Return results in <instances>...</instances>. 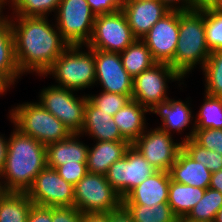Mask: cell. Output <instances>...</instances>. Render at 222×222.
Listing matches in <instances>:
<instances>
[{"mask_svg":"<svg viewBox=\"0 0 222 222\" xmlns=\"http://www.w3.org/2000/svg\"><path fill=\"white\" fill-rule=\"evenodd\" d=\"M136 39L124 12L120 10L96 16L91 39L84 47L121 53Z\"/></svg>","mask_w":222,"mask_h":222,"instance_id":"obj_9","label":"cell"},{"mask_svg":"<svg viewBox=\"0 0 222 222\" xmlns=\"http://www.w3.org/2000/svg\"><path fill=\"white\" fill-rule=\"evenodd\" d=\"M209 188L222 193V169L212 173Z\"/></svg>","mask_w":222,"mask_h":222,"instance_id":"obj_46","label":"cell"},{"mask_svg":"<svg viewBox=\"0 0 222 222\" xmlns=\"http://www.w3.org/2000/svg\"><path fill=\"white\" fill-rule=\"evenodd\" d=\"M87 97L98 109L112 116L132 99V95L105 91H101L98 95H87Z\"/></svg>","mask_w":222,"mask_h":222,"instance_id":"obj_34","label":"cell"},{"mask_svg":"<svg viewBox=\"0 0 222 222\" xmlns=\"http://www.w3.org/2000/svg\"><path fill=\"white\" fill-rule=\"evenodd\" d=\"M182 150L194 161L204 164L211 173L222 169V155L200 146L193 139L182 141Z\"/></svg>","mask_w":222,"mask_h":222,"instance_id":"obj_32","label":"cell"},{"mask_svg":"<svg viewBox=\"0 0 222 222\" xmlns=\"http://www.w3.org/2000/svg\"><path fill=\"white\" fill-rule=\"evenodd\" d=\"M129 27L141 39L170 10L159 0H125L122 5Z\"/></svg>","mask_w":222,"mask_h":222,"instance_id":"obj_16","label":"cell"},{"mask_svg":"<svg viewBox=\"0 0 222 222\" xmlns=\"http://www.w3.org/2000/svg\"><path fill=\"white\" fill-rule=\"evenodd\" d=\"M205 9L179 11V38L169 64L183 79L200 64L205 65L211 51L206 43Z\"/></svg>","mask_w":222,"mask_h":222,"instance_id":"obj_3","label":"cell"},{"mask_svg":"<svg viewBox=\"0 0 222 222\" xmlns=\"http://www.w3.org/2000/svg\"><path fill=\"white\" fill-rule=\"evenodd\" d=\"M13 127L43 145L67 139L72 133L38 102L17 105L9 112Z\"/></svg>","mask_w":222,"mask_h":222,"instance_id":"obj_4","label":"cell"},{"mask_svg":"<svg viewBox=\"0 0 222 222\" xmlns=\"http://www.w3.org/2000/svg\"><path fill=\"white\" fill-rule=\"evenodd\" d=\"M149 110L135 100H130L113 115L121 136L132 145L145 132L147 123L145 113Z\"/></svg>","mask_w":222,"mask_h":222,"instance_id":"obj_21","label":"cell"},{"mask_svg":"<svg viewBox=\"0 0 222 222\" xmlns=\"http://www.w3.org/2000/svg\"><path fill=\"white\" fill-rule=\"evenodd\" d=\"M129 146L127 141H96L95 145L88 149V172L105 175L108 168L124 156Z\"/></svg>","mask_w":222,"mask_h":222,"instance_id":"obj_22","label":"cell"},{"mask_svg":"<svg viewBox=\"0 0 222 222\" xmlns=\"http://www.w3.org/2000/svg\"><path fill=\"white\" fill-rule=\"evenodd\" d=\"M0 2L5 6V4L7 5V3L8 2H10V3H8L9 5H12V3H13V0H0Z\"/></svg>","mask_w":222,"mask_h":222,"instance_id":"obj_52","label":"cell"},{"mask_svg":"<svg viewBox=\"0 0 222 222\" xmlns=\"http://www.w3.org/2000/svg\"><path fill=\"white\" fill-rule=\"evenodd\" d=\"M81 222H109V213L84 212Z\"/></svg>","mask_w":222,"mask_h":222,"instance_id":"obj_44","label":"cell"},{"mask_svg":"<svg viewBox=\"0 0 222 222\" xmlns=\"http://www.w3.org/2000/svg\"><path fill=\"white\" fill-rule=\"evenodd\" d=\"M205 190L170 180L167 203L178 218H185L202 199Z\"/></svg>","mask_w":222,"mask_h":222,"instance_id":"obj_24","label":"cell"},{"mask_svg":"<svg viewBox=\"0 0 222 222\" xmlns=\"http://www.w3.org/2000/svg\"><path fill=\"white\" fill-rule=\"evenodd\" d=\"M75 90L56 85L44 87L39 102L47 111L61 121L71 133H80L84 125L86 95L76 97Z\"/></svg>","mask_w":222,"mask_h":222,"instance_id":"obj_8","label":"cell"},{"mask_svg":"<svg viewBox=\"0 0 222 222\" xmlns=\"http://www.w3.org/2000/svg\"><path fill=\"white\" fill-rule=\"evenodd\" d=\"M122 206V198L105 175L87 173L74 185V207L81 213H109Z\"/></svg>","mask_w":222,"mask_h":222,"instance_id":"obj_6","label":"cell"},{"mask_svg":"<svg viewBox=\"0 0 222 222\" xmlns=\"http://www.w3.org/2000/svg\"><path fill=\"white\" fill-rule=\"evenodd\" d=\"M27 222H52V207L33 205Z\"/></svg>","mask_w":222,"mask_h":222,"instance_id":"obj_41","label":"cell"},{"mask_svg":"<svg viewBox=\"0 0 222 222\" xmlns=\"http://www.w3.org/2000/svg\"><path fill=\"white\" fill-rule=\"evenodd\" d=\"M3 8L4 5L0 2V23H3L9 17V15L7 17L3 15Z\"/></svg>","mask_w":222,"mask_h":222,"instance_id":"obj_49","label":"cell"},{"mask_svg":"<svg viewBox=\"0 0 222 222\" xmlns=\"http://www.w3.org/2000/svg\"><path fill=\"white\" fill-rule=\"evenodd\" d=\"M86 133V134H85ZM96 141H126L115 122L103 125H83L79 135H88Z\"/></svg>","mask_w":222,"mask_h":222,"instance_id":"obj_35","label":"cell"},{"mask_svg":"<svg viewBox=\"0 0 222 222\" xmlns=\"http://www.w3.org/2000/svg\"><path fill=\"white\" fill-rule=\"evenodd\" d=\"M170 11H188L192 9L190 0H159ZM181 3V4H180Z\"/></svg>","mask_w":222,"mask_h":222,"instance_id":"obj_42","label":"cell"},{"mask_svg":"<svg viewBox=\"0 0 222 222\" xmlns=\"http://www.w3.org/2000/svg\"><path fill=\"white\" fill-rule=\"evenodd\" d=\"M205 95L204 103L196 114L191 132L185 135L182 141L192 139L195 129H222V98Z\"/></svg>","mask_w":222,"mask_h":222,"instance_id":"obj_27","label":"cell"},{"mask_svg":"<svg viewBox=\"0 0 222 222\" xmlns=\"http://www.w3.org/2000/svg\"><path fill=\"white\" fill-rule=\"evenodd\" d=\"M173 134L155 128L142 133L132 146L156 169L168 172L182 149V141L174 142Z\"/></svg>","mask_w":222,"mask_h":222,"instance_id":"obj_13","label":"cell"},{"mask_svg":"<svg viewBox=\"0 0 222 222\" xmlns=\"http://www.w3.org/2000/svg\"><path fill=\"white\" fill-rule=\"evenodd\" d=\"M119 54L123 67L133 79L157 63L141 39H136Z\"/></svg>","mask_w":222,"mask_h":222,"instance_id":"obj_26","label":"cell"},{"mask_svg":"<svg viewBox=\"0 0 222 222\" xmlns=\"http://www.w3.org/2000/svg\"><path fill=\"white\" fill-rule=\"evenodd\" d=\"M109 222H134L132 216L121 206L119 209L109 212Z\"/></svg>","mask_w":222,"mask_h":222,"instance_id":"obj_43","label":"cell"},{"mask_svg":"<svg viewBox=\"0 0 222 222\" xmlns=\"http://www.w3.org/2000/svg\"><path fill=\"white\" fill-rule=\"evenodd\" d=\"M181 79L169 64L156 63L133 79L132 100L151 110L156 104L169 99L167 82Z\"/></svg>","mask_w":222,"mask_h":222,"instance_id":"obj_11","label":"cell"},{"mask_svg":"<svg viewBox=\"0 0 222 222\" xmlns=\"http://www.w3.org/2000/svg\"><path fill=\"white\" fill-rule=\"evenodd\" d=\"M27 195L34 205L74 207V186L47 166L37 175Z\"/></svg>","mask_w":222,"mask_h":222,"instance_id":"obj_12","label":"cell"},{"mask_svg":"<svg viewBox=\"0 0 222 222\" xmlns=\"http://www.w3.org/2000/svg\"><path fill=\"white\" fill-rule=\"evenodd\" d=\"M134 222H177L178 217L168 203L157 205H122Z\"/></svg>","mask_w":222,"mask_h":222,"instance_id":"obj_28","label":"cell"},{"mask_svg":"<svg viewBox=\"0 0 222 222\" xmlns=\"http://www.w3.org/2000/svg\"><path fill=\"white\" fill-rule=\"evenodd\" d=\"M56 17V27L69 45H87L96 18L87 0H61Z\"/></svg>","mask_w":222,"mask_h":222,"instance_id":"obj_7","label":"cell"},{"mask_svg":"<svg viewBox=\"0 0 222 222\" xmlns=\"http://www.w3.org/2000/svg\"><path fill=\"white\" fill-rule=\"evenodd\" d=\"M219 0H190L192 10H204L213 8Z\"/></svg>","mask_w":222,"mask_h":222,"instance_id":"obj_45","label":"cell"},{"mask_svg":"<svg viewBox=\"0 0 222 222\" xmlns=\"http://www.w3.org/2000/svg\"><path fill=\"white\" fill-rule=\"evenodd\" d=\"M82 47L69 45L43 77L50 74L58 83L56 86L75 91L96 85L94 49L87 48L88 51H82Z\"/></svg>","mask_w":222,"mask_h":222,"instance_id":"obj_5","label":"cell"},{"mask_svg":"<svg viewBox=\"0 0 222 222\" xmlns=\"http://www.w3.org/2000/svg\"><path fill=\"white\" fill-rule=\"evenodd\" d=\"M46 166V146L14 128L8 138L5 165L0 171L3 191L27 193Z\"/></svg>","mask_w":222,"mask_h":222,"instance_id":"obj_2","label":"cell"},{"mask_svg":"<svg viewBox=\"0 0 222 222\" xmlns=\"http://www.w3.org/2000/svg\"><path fill=\"white\" fill-rule=\"evenodd\" d=\"M212 9H214L217 12L222 13V0H219Z\"/></svg>","mask_w":222,"mask_h":222,"instance_id":"obj_50","label":"cell"},{"mask_svg":"<svg viewBox=\"0 0 222 222\" xmlns=\"http://www.w3.org/2000/svg\"><path fill=\"white\" fill-rule=\"evenodd\" d=\"M192 139L200 146L222 155V129H195Z\"/></svg>","mask_w":222,"mask_h":222,"instance_id":"obj_36","label":"cell"},{"mask_svg":"<svg viewBox=\"0 0 222 222\" xmlns=\"http://www.w3.org/2000/svg\"><path fill=\"white\" fill-rule=\"evenodd\" d=\"M61 0H13V16L48 17L56 13ZM15 14V15H14Z\"/></svg>","mask_w":222,"mask_h":222,"instance_id":"obj_31","label":"cell"},{"mask_svg":"<svg viewBox=\"0 0 222 222\" xmlns=\"http://www.w3.org/2000/svg\"><path fill=\"white\" fill-rule=\"evenodd\" d=\"M155 172L156 169L144 156L130 145L124 156L108 168L105 177L123 199L132 189Z\"/></svg>","mask_w":222,"mask_h":222,"instance_id":"obj_10","label":"cell"},{"mask_svg":"<svg viewBox=\"0 0 222 222\" xmlns=\"http://www.w3.org/2000/svg\"><path fill=\"white\" fill-rule=\"evenodd\" d=\"M205 76V94L222 98V49L211 52L201 68Z\"/></svg>","mask_w":222,"mask_h":222,"instance_id":"obj_30","label":"cell"},{"mask_svg":"<svg viewBox=\"0 0 222 222\" xmlns=\"http://www.w3.org/2000/svg\"><path fill=\"white\" fill-rule=\"evenodd\" d=\"M81 217L75 207H52V222H81Z\"/></svg>","mask_w":222,"mask_h":222,"instance_id":"obj_40","label":"cell"},{"mask_svg":"<svg viewBox=\"0 0 222 222\" xmlns=\"http://www.w3.org/2000/svg\"><path fill=\"white\" fill-rule=\"evenodd\" d=\"M168 172L172 181L203 189L209 188L212 176L204 164L194 161L182 149Z\"/></svg>","mask_w":222,"mask_h":222,"instance_id":"obj_19","label":"cell"},{"mask_svg":"<svg viewBox=\"0 0 222 222\" xmlns=\"http://www.w3.org/2000/svg\"><path fill=\"white\" fill-rule=\"evenodd\" d=\"M55 170L66 182L73 186L88 173L86 162L65 163L58 166Z\"/></svg>","mask_w":222,"mask_h":222,"instance_id":"obj_37","label":"cell"},{"mask_svg":"<svg viewBox=\"0 0 222 222\" xmlns=\"http://www.w3.org/2000/svg\"><path fill=\"white\" fill-rule=\"evenodd\" d=\"M0 75L11 86L22 75L15 57L14 38L9 18L0 23Z\"/></svg>","mask_w":222,"mask_h":222,"instance_id":"obj_23","label":"cell"},{"mask_svg":"<svg viewBox=\"0 0 222 222\" xmlns=\"http://www.w3.org/2000/svg\"><path fill=\"white\" fill-rule=\"evenodd\" d=\"M182 100L168 99L156 104L149 112L159 115L161 117L162 125L158 128L166 131L169 134L174 130L181 133L189 124L192 123L194 115H192V108L190 103Z\"/></svg>","mask_w":222,"mask_h":222,"instance_id":"obj_20","label":"cell"},{"mask_svg":"<svg viewBox=\"0 0 222 222\" xmlns=\"http://www.w3.org/2000/svg\"><path fill=\"white\" fill-rule=\"evenodd\" d=\"M9 18L20 72H35L43 76L69 44L62 38L56 24L49 23L48 17Z\"/></svg>","mask_w":222,"mask_h":222,"instance_id":"obj_1","label":"cell"},{"mask_svg":"<svg viewBox=\"0 0 222 222\" xmlns=\"http://www.w3.org/2000/svg\"><path fill=\"white\" fill-rule=\"evenodd\" d=\"M33 205L27 193L4 192L0 196V222H27Z\"/></svg>","mask_w":222,"mask_h":222,"instance_id":"obj_25","label":"cell"},{"mask_svg":"<svg viewBox=\"0 0 222 222\" xmlns=\"http://www.w3.org/2000/svg\"><path fill=\"white\" fill-rule=\"evenodd\" d=\"M4 193L1 182H0V196Z\"/></svg>","mask_w":222,"mask_h":222,"instance_id":"obj_54","label":"cell"},{"mask_svg":"<svg viewBox=\"0 0 222 222\" xmlns=\"http://www.w3.org/2000/svg\"><path fill=\"white\" fill-rule=\"evenodd\" d=\"M125 0H87L95 16L115 13L122 10Z\"/></svg>","mask_w":222,"mask_h":222,"instance_id":"obj_39","label":"cell"},{"mask_svg":"<svg viewBox=\"0 0 222 222\" xmlns=\"http://www.w3.org/2000/svg\"><path fill=\"white\" fill-rule=\"evenodd\" d=\"M10 84L0 75V95L6 93L8 88L10 89Z\"/></svg>","mask_w":222,"mask_h":222,"instance_id":"obj_48","label":"cell"},{"mask_svg":"<svg viewBox=\"0 0 222 222\" xmlns=\"http://www.w3.org/2000/svg\"><path fill=\"white\" fill-rule=\"evenodd\" d=\"M177 222H190L186 218H178Z\"/></svg>","mask_w":222,"mask_h":222,"instance_id":"obj_53","label":"cell"},{"mask_svg":"<svg viewBox=\"0 0 222 222\" xmlns=\"http://www.w3.org/2000/svg\"><path fill=\"white\" fill-rule=\"evenodd\" d=\"M213 222H222V208L217 212Z\"/></svg>","mask_w":222,"mask_h":222,"instance_id":"obj_51","label":"cell"},{"mask_svg":"<svg viewBox=\"0 0 222 222\" xmlns=\"http://www.w3.org/2000/svg\"><path fill=\"white\" fill-rule=\"evenodd\" d=\"M179 38V11H170L141 38L157 63L173 61Z\"/></svg>","mask_w":222,"mask_h":222,"instance_id":"obj_14","label":"cell"},{"mask_svg":"<svg viewBox=\"0 0 222 222\" xmlns=\"http://www.w3.org/2000/svg\"><path fill=\"white\" fill-rule=\"evenodd\" d=\"M78 133H72L67 139L46 145L47 167L56 169L65 163L87 162L89 146L82 143Z\"/></svg>","mask_w":222,"mask_h":222,"instance_id":"obj_18","label":"cell"},{"mask_svg":"<svg viewBox=\"0 0 222 222\" xmlns=\"http://www.w3.org/2000/svg\"><path fill=\"white\" fill-rule=\"evenodd\" d=\"M95 83L102 85V91L132 95L133 78L123 67L119 53L94 49Z\"/></svg>","mask_w":222,"mask_h":222,"instance_id":"obj_15","label":"cell"},{"mask_svg":"<svg viewBox=\"0 0 222 222\" xmlns=\"http://www.w3.org/2000/svg\"><path fill=\"white\" fill-rule=\"evenodd\" d=\"M169 172L156 171L132 189L123 199L122 205H157L168 202Z\"/></svg>","mask_w":222,"mask_h":222,"instance_id":"obj_17","label":"cell"},{"mask_svg":"<svg viewBox=\"0 0 222 222\" xmlns=\"http://www.w3.org/2000/svg\"><path fill=\"white\" fill-rule=\"evenodd\" d=\"M113 116L98 109L89 99L85 106L84 125L113 124Z\"/></svg>","mask_w":222,"mask_h":222,"instance_id":"obj_38","label":"cell"},{"mask_svg":"<svg viewBox=\"0 0 222 222\" xmlns=\"http://www.w3.org/2000/svg\"><path fill=\"white\" fill-rule=\"evenodd\" d=\"M7 147H8V139L4 138L3 135H0V171L3 169L6 161V154H7Z\"/></svg>","mask_w":222,"mask_h":222,"instance_id":"obj_47","label":"cell"},{"mask_svg":"<svg viewBox=\"0 0 222 222\" xmlns=\"http://www.w3.org/2000/svg\"><path fill=\"white\" fill-rule=\"evenodd\" d=\"M222 208V193L207 188L202 199L185 217L190 222H213L217 212Z\"/></svg>","mask_w":222,"mask_h":222,"instance_id":"obj_29","label":"cell"},{"mask_svg":"<svg viewBox=\"0 0 222 222\" xmlns=\"http://www.w3.org/2000/svg\"><path fill=\"white\" fill-rule=\"evenodd\" d=\"M205 34L211 52L222 49V13L205 9Z\"/></svg>","mask_w":222,"mask_h":222,"instance_id":"obj_33","label":"cell"}]
</instances>
